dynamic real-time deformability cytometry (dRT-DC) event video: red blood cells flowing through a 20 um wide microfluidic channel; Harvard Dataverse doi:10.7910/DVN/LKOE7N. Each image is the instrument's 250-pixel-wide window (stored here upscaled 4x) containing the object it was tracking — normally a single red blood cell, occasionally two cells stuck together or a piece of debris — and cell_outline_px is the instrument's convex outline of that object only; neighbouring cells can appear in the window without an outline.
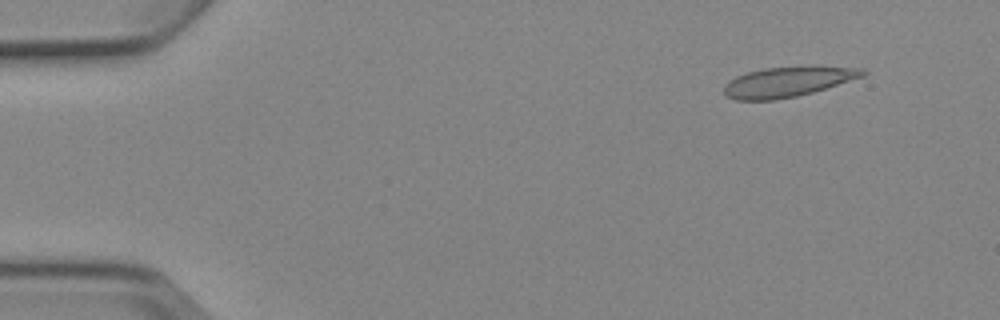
{"species": "Egyptian fruit bat (a non-hibernating species)", "species_latin": "Rousettus aegyptiacus", "temperature_condition": "cold", "stored_images_in_passage": 6, "segment_of_instrument_passage": [1, 2], "camera_frame_rate_fps": 3000, "um_per_image_px": 0.085, "animal": {"sex": "female"}, "frame": {"image": 1, "passage_image": 2, "time_ms": 1.333, "image_size_px": [1000, 320], "cell_outline_px": [[868, 72], [864, 76], [812, 92], [796, 96], [776, 100], [736, 100], [724, 96], [724, 84], [728, 80], [736, 76], [748, 72], [764, 68], [812, 64], [816, 64], [864, 68]], "centroid_in_image_um": [66.99, 6.91], "position_along_channel_um": 18.0, "area_um2": 25.09}}
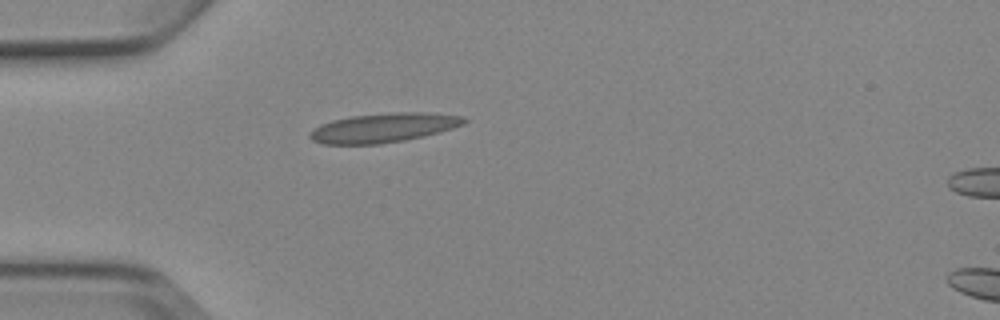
{"frame": {"image": 2, "passage_image": 5, "time_ms": 4.667, "image_size_px": [1000, 320], "cell_outline_px": [[468, 120], [464, 124], [440, 132], [424, 136], [404, 140], [380, 144], [324, 144], [312, 140], [308, 136], [308, 132], [312, 128], [320, 124], [332, 120], [352, 116], [392, 112], [424, 112], [464, 116]], "centroid_in_image_um": [32.58, 10.85], "position_along_channel_um": 52.4, "area_um2": 26.47}}